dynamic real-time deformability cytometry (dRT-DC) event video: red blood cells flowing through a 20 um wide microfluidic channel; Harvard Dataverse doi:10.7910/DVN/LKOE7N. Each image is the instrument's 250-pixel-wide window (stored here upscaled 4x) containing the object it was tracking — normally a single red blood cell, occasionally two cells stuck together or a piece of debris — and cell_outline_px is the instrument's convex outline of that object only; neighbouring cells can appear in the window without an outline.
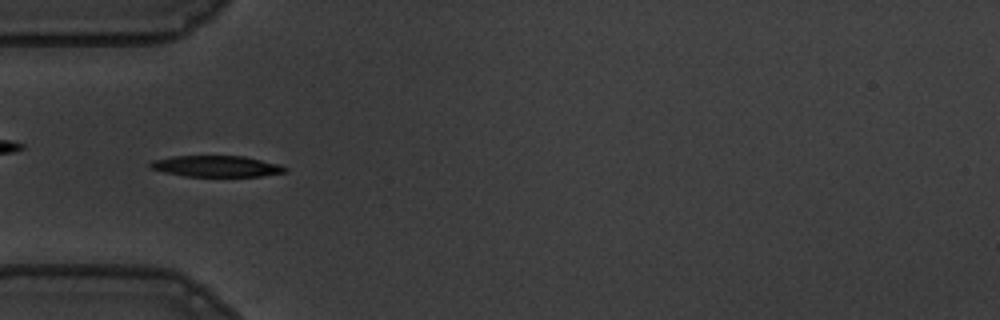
{"species": "common noctule bat (a hibernating species)", "species_latin": "Nyctalus noctula", "temperature_condition": "warm", "stored_images_in_passage": 56, "camera_frame_rate_fps": 3000, "um_per_image_px": 0.085, "animal": {"sex": "male", "body_mass_g": 19.5, "forearm_length_mm": 54.6}, "frame": {"image": 1, "passage_image": 17, "time_ms": 5.333, "image_size_px": [1000, 320], "cell_outline_px": [[288, 172], [260, 176], [184, 176], [164, 172], [152, 168], [148, 164], [152, 160], [172, 156], [244, 156], [280, 164], [288, 168]], "centroid_in_image_um": [18.42, 14.13], "position_along_channel_um": 66.6, "area_um2": 16.65}}
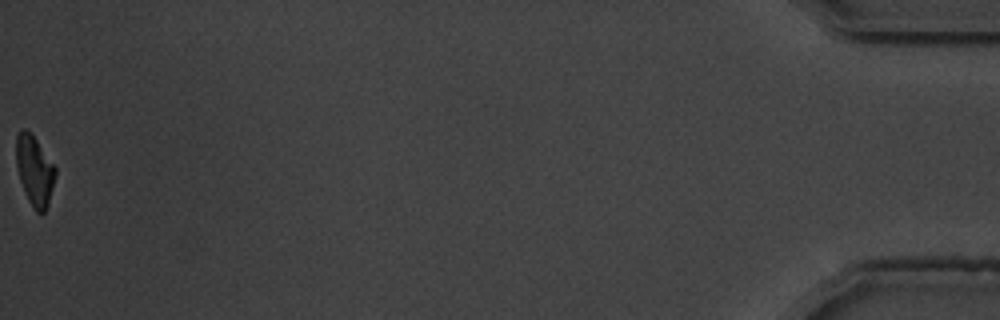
{"frame": {"image": 2, "passage_image": 56, "time_ms": 18.333, "image_size_px": [1000, 320], "cell_outline_px": [[56, 176], [48, 204], [44, 212], [36, 212], [28, 200], [24, 192], [20, 180], [16, 164], [16, 136], [20, 128], [24, 128], [36, 140], [56, 168]], "centroid_in_image_um": [2.93, 14.51], "position_along_channel_um": 432.3, "area_um2": 15.78}, "authors_computed_cell_mechanics": {"area_um2": 17.2822, "velocity_mm_per_s": 3.5872, "shape_relaxation_time_tau1_ms": 2.9899, "shape_relaxation_time_tau2_ms": 3.6631, "deformation_change_tau1": 0.1366, "deformation_change_tau2": 0.0983}}